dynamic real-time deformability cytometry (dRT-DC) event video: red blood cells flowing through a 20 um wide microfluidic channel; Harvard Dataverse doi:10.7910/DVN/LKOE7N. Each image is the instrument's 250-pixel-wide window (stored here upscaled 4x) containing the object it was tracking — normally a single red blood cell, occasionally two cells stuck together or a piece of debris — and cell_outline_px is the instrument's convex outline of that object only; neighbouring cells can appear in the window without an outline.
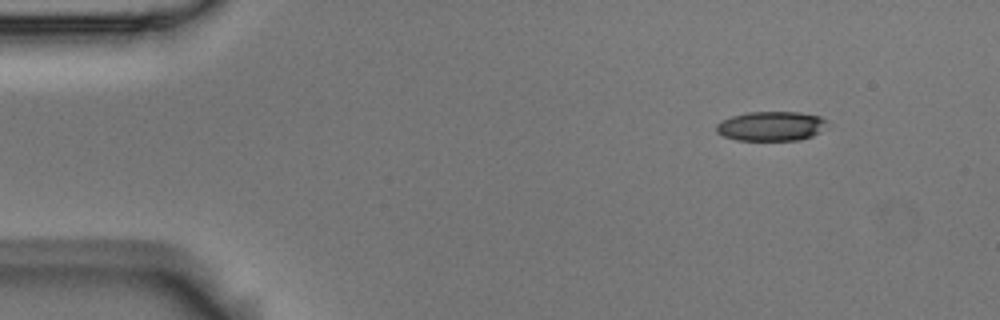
{"species": "Egyptian fruit bat (a non-hibernating species)", "species_latin": "Rousettus aegyptiacus", "temperature_condition": "room temperature", "stored_images_in_passage": 4, "camera_frame_rate_fps": 3000, "um_per_image_px": 0.085, "animal": {"sex": "male"}, "frame": {"image": 1, "passage_image": 1, "time_ms": 0.0, "image_size_px": [1000, 320], "cell_outline_px": [[828, 120], [812, 136], [800, 140], [736, 140], [724, 136], [716, 132], [716, 124], [732, 116], [748, 112], [800, 112], [820, 116]], "centroid_in_image_um": [65.5, 10.72], "position_along_channel_um": 19.5, "area_um2": 18.79}}
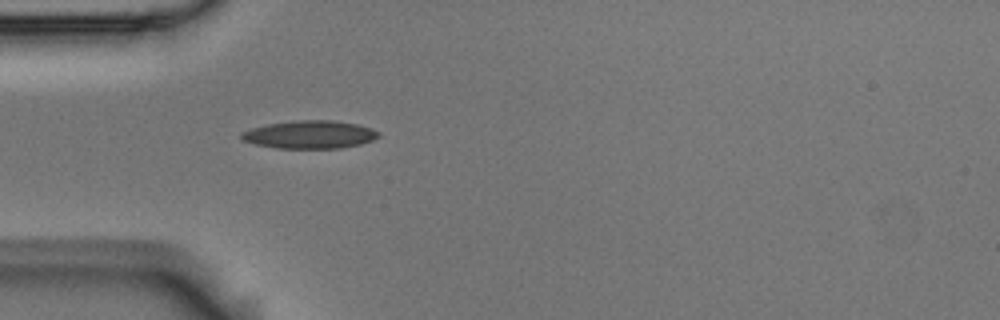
{"frame": {"image": 2, "passage_image": 4, "time_ms": 1.0, "image_size_px": [1000, 320], "cell_outline_px": [[380, 136], [372, 140], [360, 144], [340, 148], [276, 148], [256, 144], [244, 140], [240, 136], [240, 132], [252, 128], [268, 124], [296, 120], [332, 120], [356, 124], [372, 128], [380, 132]], "centroid_in_image_um": [26.35, 11.43], "position_along_channel_um": 58.7, "area_um2": 22.25}}